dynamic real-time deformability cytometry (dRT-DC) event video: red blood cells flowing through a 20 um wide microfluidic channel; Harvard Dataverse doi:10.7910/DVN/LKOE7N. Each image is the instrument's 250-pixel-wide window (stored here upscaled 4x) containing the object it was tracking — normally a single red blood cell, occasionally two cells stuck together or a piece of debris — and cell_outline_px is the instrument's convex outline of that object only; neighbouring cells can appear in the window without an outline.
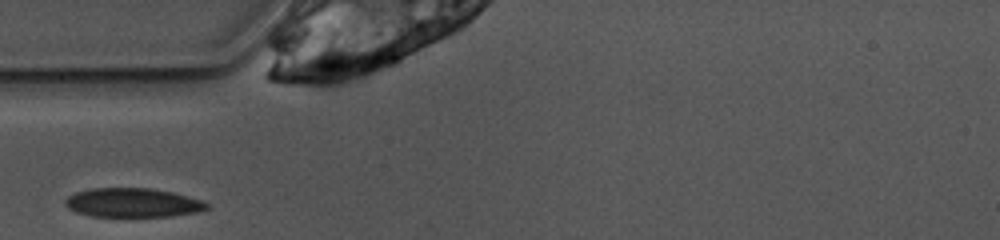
{"species": "common noctule bat (a hibernating species)", "species_latin": "Nyctalus noctula", "temperature_condition": "warm", "stored_images_in_passage": 20, "camera_frame_rate_fps": 3000, "um_per_image_px": 0.085, "animal": {"sex": "female", "body_mass_g": 10.0, "forearm_length_mm": 53.1}, "frame": {"image": 1, "passage_image": 1, "time_ms": 0.0, "image_size_px": [1000, 240], "cell_outline_px": [[208, 208], [200, 212], [172, 216], [92, 216], [76, 212], [68, 208], [64, 204], [64, 200], [68, 196], [76, 192], [92, 188], [152, 188], [172, 192], [200, 200], [208, 204]], "centroid_in_image_um": [11.26, 17.23], "position_along_channel_um": 73.7, "area_um2": 23.93}}
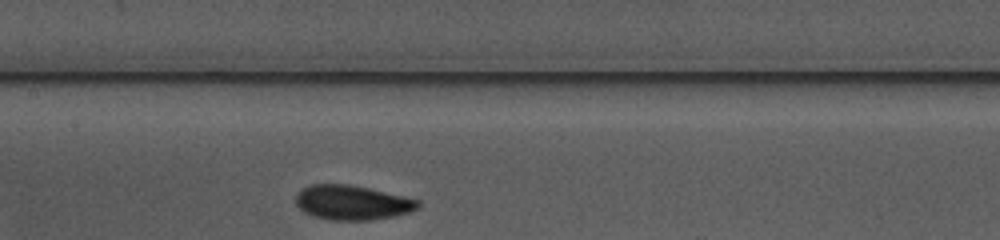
{"frame": {"image": 2, "passage_image": 9, "time_ms": 2.667, "image_size_px": [1000, 240], "cell_outline_px": [[420, 208], [408, 212], [392, 216], [372, 220], [332, 220], [312, 216], [304, 212], [296, 204], [296, 196], [304, 188], [312, 184], [348, 184], [368, 188], [420, 200]], "centroid_in_image_um": [29.94, 17.22], "position_along_channel_um": 177.5, "area_um2": 24.45}}
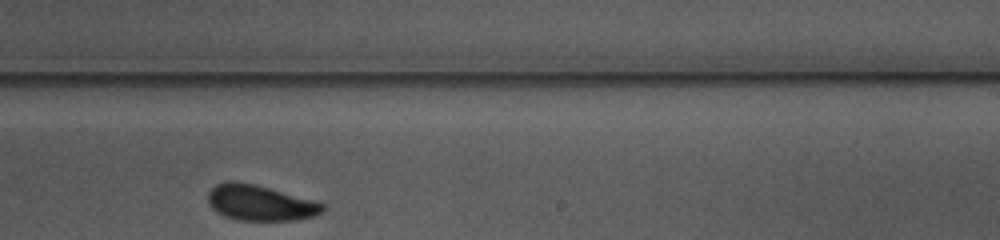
{"frame": {"image": 3, "passage_image": 16, "time_ms": 5.0, "image_size_px": [1000, 240], "cell_outline_px": [[328, 208], [324, 212], [316, 216], [296, 220], [240, 220], [224, 216], [216, 212], [208, 204], [208, 192], [216, 184], [228, 180], [232, 180], [252, 184], [268, 188], [324, 204]], "centroid_in_image_um": [22.09, 17.25], "position_along_channel_um": 266.9, "area_um2": 23.64}}